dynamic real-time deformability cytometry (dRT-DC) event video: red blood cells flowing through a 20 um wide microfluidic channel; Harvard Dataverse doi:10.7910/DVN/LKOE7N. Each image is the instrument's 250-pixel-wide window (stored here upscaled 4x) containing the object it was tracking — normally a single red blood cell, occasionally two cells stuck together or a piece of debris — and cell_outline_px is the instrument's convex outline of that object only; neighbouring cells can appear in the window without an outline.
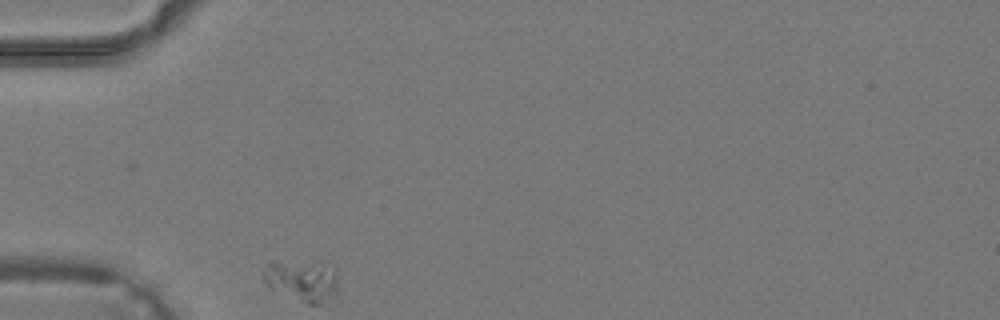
{"species": "common noctule bat (a hibernating species)", "species_latin": "Nyctalus noctula", "temperature_condition": "warm", "stored_images_in_passage": 25, "camera_frame_rate_fps": 3000, "um_per_image_px": 0.085, "animal": {"sex": "male", "body_mass_g": 19.2, "forearm_length_mm": 51.8}, "frame": {"image": 1, "passage_image": 1, "time_ms": 0.0, "image_size_px": [1000, 320], "cell_outline_px": [[336, 300], [320, 304], [308, 304], [268, 288], [264, 280], [264, 264], [268, 260], [324, 260], [336, 272]], "centroid_in_image_um": [25.68, 23.79], "position_along_channel_um": 59.3, "area_um2": 19.19}}
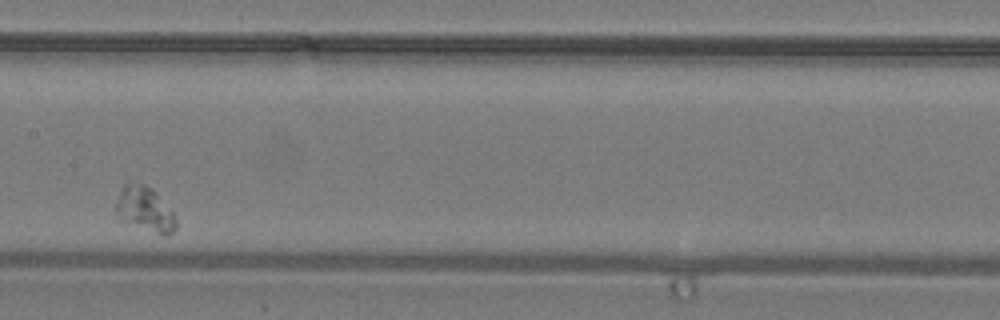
{"frame": {"image": 2, "passage_image": 11, "time_ms": 3.333, "image_size_px": [1000, 320], "cell_outline_px": [[176, 228], [168, 236], [164, 236], [120, 220], [116, 212], [116, 204], [120, 188], [124, 184], [144, 184], [152, 188], [176, 216]], "centroid_in_image_um": [12.32, 17.8], "position_along_channel_um": 195.1, "area_um2": 15.55}}
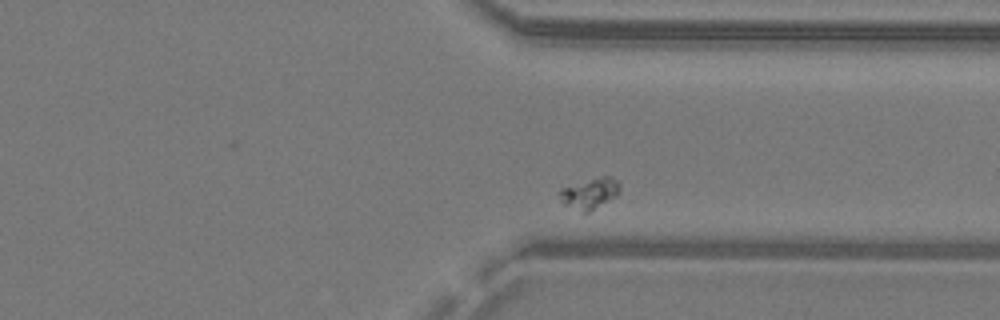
{"frame": {"image": 3, "passage_image": 22, "time_ms": 7.0, "image_size_px": [1000, 320], "cell_outline_px": [[620, 192], [616, 196], [584, 216], [564, 204], [560, 200], [560, 188], [600, 176], [608, 176], [616, 180], [620, 184]], "centroid_in_image_um": [50.12, 16.49], "position_along_channel_um": 361.3, "area_um2": 11.1}}